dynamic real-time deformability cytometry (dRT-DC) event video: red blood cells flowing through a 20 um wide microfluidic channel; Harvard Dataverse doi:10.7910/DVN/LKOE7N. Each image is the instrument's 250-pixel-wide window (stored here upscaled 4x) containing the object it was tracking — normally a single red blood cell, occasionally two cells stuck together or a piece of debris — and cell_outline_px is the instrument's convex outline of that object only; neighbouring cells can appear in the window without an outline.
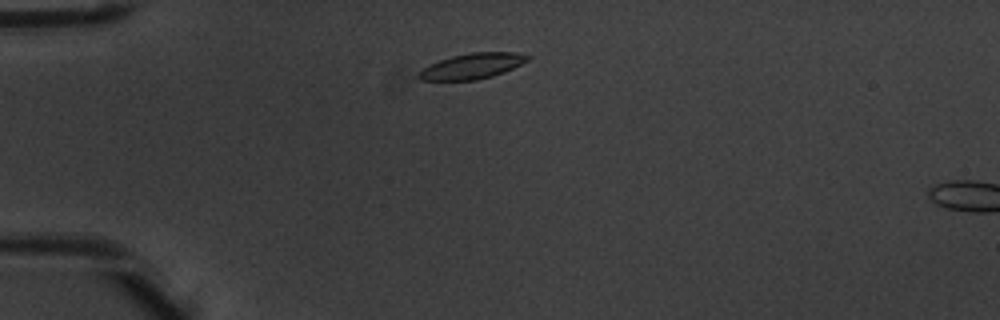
{"species": "common noctule bat (a hibernating species)", "species_latin": "Nyctalus noctula", "temperature_condition": "warm", "stored_images_in_passage": 3, "camera_frame_rate_fps": 3000, "um_per_image_px": 0.085, "animal": {"sex": "male", "body_mass_g": 20.1, "forearm_length_mm": 53.5}, "frame": {"image": 1, "passage_image": 2, "time_ms": 0.333, "image_size_px": [1000, 320], "cell_outline_px": [[532, 56], [528, 60], [504, 72], [492, 76], [476, 80], [420, 80], [416, 76], [424, 68], [440, 60], [452, 56], [472, 52], [516, 52]], "centroid_in_image_um": [40.16, 5.61], "position_along_channel_um": 44.8, "area_um2": 16.01}}